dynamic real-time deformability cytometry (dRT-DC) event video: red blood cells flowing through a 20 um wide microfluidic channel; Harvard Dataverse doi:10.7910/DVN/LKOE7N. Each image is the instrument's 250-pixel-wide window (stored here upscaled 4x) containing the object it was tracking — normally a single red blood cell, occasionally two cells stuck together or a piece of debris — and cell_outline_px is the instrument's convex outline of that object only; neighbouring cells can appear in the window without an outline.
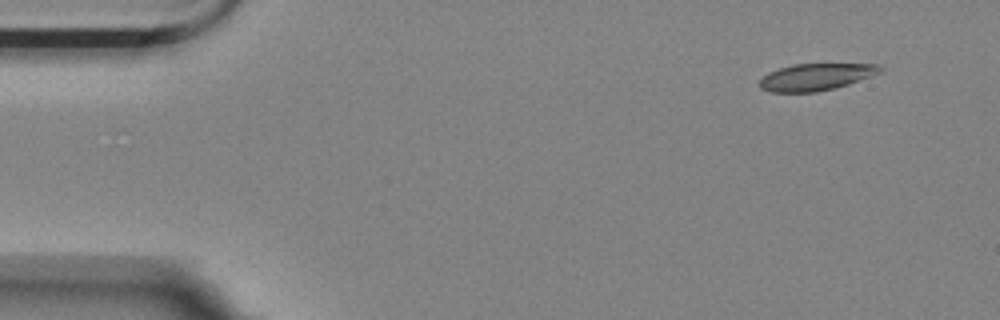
{"species": "Egyptian fruit bat (a non-hibernating species)", "species_latin": "Rousettus aegyptiacus", "temperature_condition": "room temperature", "stored_images_in_passage": 5, "camera_frame_rate_fps": 3000, "um_per_image_px": 0.085, "animal": {"sex": "female"}, "frame": {"image": 1, "passage_image": 1, "time_ms": 0.0, "image_size_px": [1000, 320], "cell_outline_px": [[884, 68], [880, 72], [848, 84], [816, 92], [772, 92], [760, 88], [760, 80], [768, 72], [792, 64], [880, 64]], "centroid_in_image_um": [69.34, 6.53], "position_along_channel_um": 15.7, "area_um2": 18.67}}
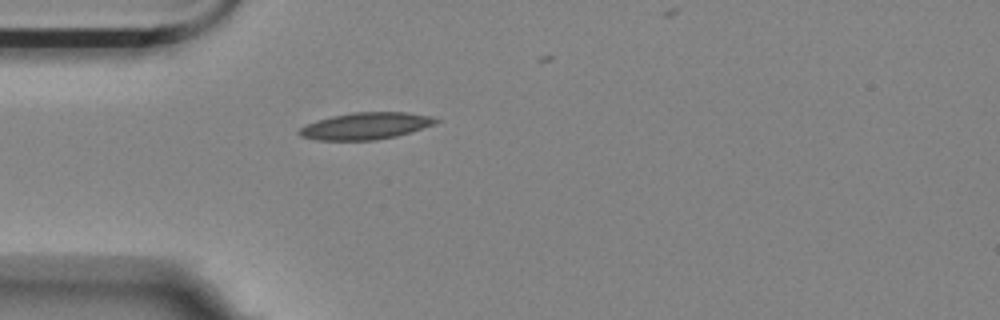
{"frame": {"image": 2, "passage_image": 4, "time_ms": 3.667, "image_size_px": [1000, 320], "cell_outline_px": [[440, 120], [436, 124], [396, 136], [376, 140], [316, 140], [300, 136], [296, 132], [300, 128], [308, 124], [332, 116], [352, 112], [408, 112], [432, 116]], "centroid_in_image_um": [31.11, 10.7], "position_along_channel_um": 53.9, "area_um2": 21.33}}